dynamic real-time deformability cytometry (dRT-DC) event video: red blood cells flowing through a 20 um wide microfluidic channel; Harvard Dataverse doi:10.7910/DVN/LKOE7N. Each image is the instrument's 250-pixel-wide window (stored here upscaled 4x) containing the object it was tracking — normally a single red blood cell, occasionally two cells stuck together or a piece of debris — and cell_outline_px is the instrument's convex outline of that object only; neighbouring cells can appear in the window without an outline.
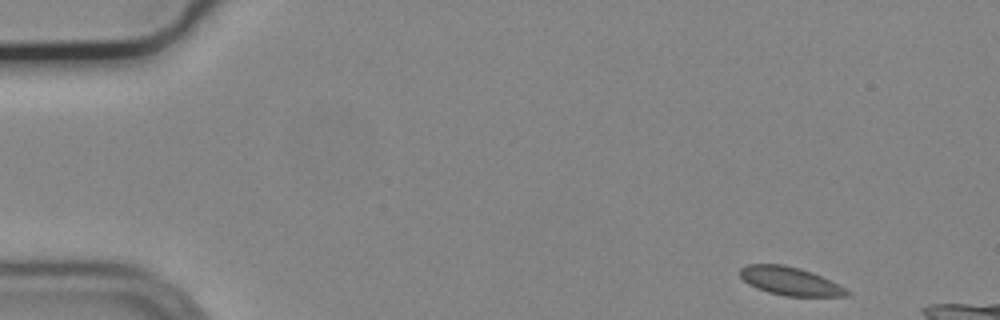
{"species": "common noctule bat (a hibernating species)", "species_latin": "Nyctalus noctula", "temperature_condition": "cold", "stored_images_in_passage": 51, "camera_frame_rate_fps": 3000, "um_per_image_px": 0.085, "animal": {"sex": "male", "body_mass_g": 19.2, "forearm_length_mm": 51.8}, "frame": {"image": 1, "passage_image": 1, "time_ms": 0.0, "image_size_px": [1000, 320], "cell_outline_px": [[852, 292], [848, 296], [784, 296], [768, 292], [756, 288], [748, 284], [740, 276], [740, 268], [748, 264], [784, 264], [800, 268], [812, 272]], "centroid_in_image_um": [67.12, 23.89], "position_along_channel_um": 17.9, "area_um2": 17.51}}
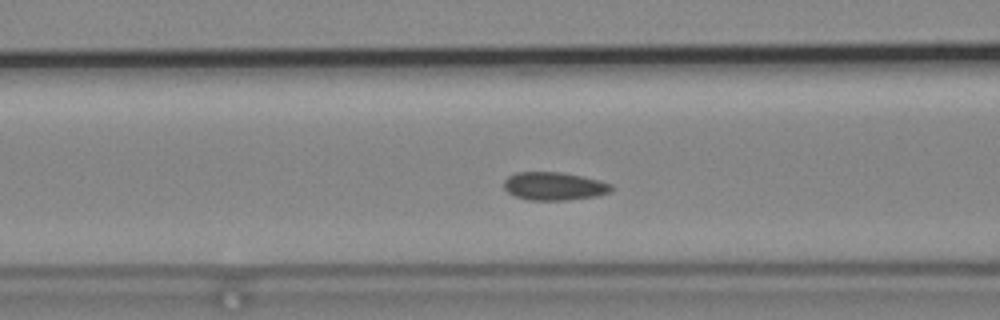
{"frame": {"image": 2, "passage_image": 18, "time_ms": 5.667, "image_size_px": [1000, 320], "cell_outline_px": [[612, 188], [608, 192], [596, 196], [568, 200], [528, 200], [516, 196], [508, 192], [504, 188], [504, 180], [508, 176], [516, 172], [560, 172], [584, 176], [600, 180], [612, 184]], "centroid_in_image_um": [47.09, 15.82], "position_along_channel_um": 119.5, "area_um2": 17.63}}
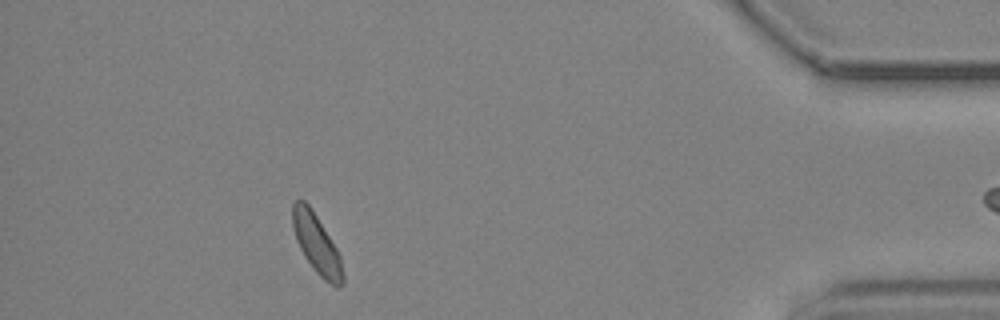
{"frame": {"image": 3, "passage_image": 46, "time_ms": 15.0, "image_size_px": [1000, 320], "cell_outline_px": [[344, 284], [336, 288], [324, 280], [316, 272], [304, 256], [296, 240], [292, 224], [292, 204], [296, 200], [304, 200], [312, 208], [336, 248], [340, 256], [344, 276]], "centroid_in_image_um": [26.91, 20.75], "position_along_channel_um": 408.3, "area_um2": 17.34}, "authors_computed_cell_mechanics": {"area_um2": 17.3978, "velocity_mm_per_s": 3.6693, "shape_relaxation_time_tau1_ms": 2.2285, "shape_relaxation_time_tau2_ms": 1.8296, "deformation_change_tau1": 0.0672, "deformation_change_tau2": 0.0624}}